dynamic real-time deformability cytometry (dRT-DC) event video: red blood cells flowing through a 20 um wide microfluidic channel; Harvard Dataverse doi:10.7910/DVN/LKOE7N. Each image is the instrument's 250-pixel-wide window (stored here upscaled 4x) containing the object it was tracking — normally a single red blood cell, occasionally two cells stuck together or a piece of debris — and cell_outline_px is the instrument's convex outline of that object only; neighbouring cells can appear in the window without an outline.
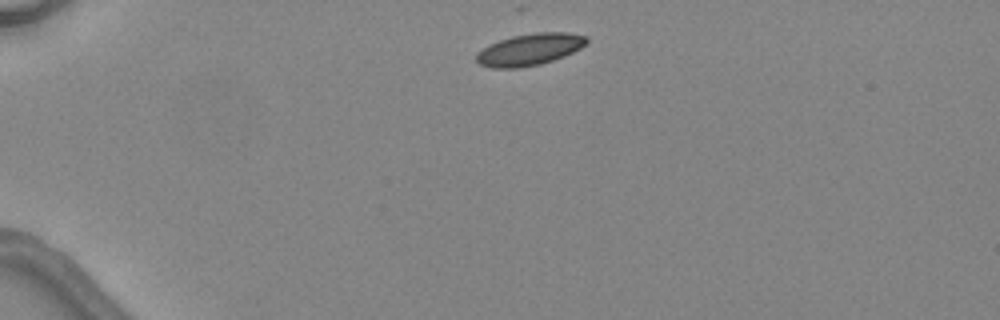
{"species": "common noctule bat (a hibernating species)", "species_latin": "Nyctalus noctula", "temperature_condition": "warm", "stored_images_in_passage": 2, "camera_frame_rate_fps": 3000, "um_per_image_px": 0.085, "animal": {"sex": "female", "body_mass_g": 24.6, "forearm_length_mm": 56.2}, "frame": {"image": 1, "passage_image": 1, "time_ms": 0.0, "image_size_px": [1000, 320], "cell_outline_px": [[588, 44], [564, 56], [540, 64], [520, 68], [492, 68], [480, 64], [476, 60], [476, 52], [488, 44], [512, 36], [536, 32], [568, 32], [588, 36]], "centroid_in_image_um": [45.02, 4.2], "position_along_channel_um": 40.0, "area_um2": 20.58}}